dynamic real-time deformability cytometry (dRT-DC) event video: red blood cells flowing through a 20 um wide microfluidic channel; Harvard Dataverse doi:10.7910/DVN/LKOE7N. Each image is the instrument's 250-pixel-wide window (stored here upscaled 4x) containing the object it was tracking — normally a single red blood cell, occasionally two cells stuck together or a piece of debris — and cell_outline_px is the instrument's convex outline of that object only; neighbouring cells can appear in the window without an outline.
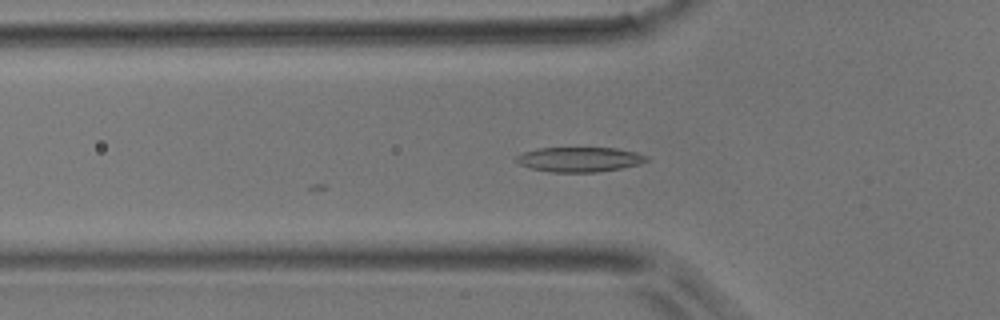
{"species": "common noctule bat (a hibernating species)", "species_latin": "Nyctalus noctula", "temperature_condition": "room temperature", "stored_images_in_passage": 4, "camera_frame_rate_fps": 3000, "um_per_image_px": 0.085, "animal": {"sex": "male", "body_mass_g": 17.9}, "frame": {"image": 1, "passage_image": 2, "time_ms": 0.333, "image_size_px": [1000, 320], "cell_outline_px": [[652, 160], [640, 164], [620, 168], [596, 172], [552, 172], [532, 168], [520, 164], [516, 160], [516, 156], [524, 152], [536, 148], [616, 148], [636, 152], [648, 156]], "centroid_in_image_um": [49.31, 13.54], "position_along_channel_um": 76.5, "area_um2": 18.79}}